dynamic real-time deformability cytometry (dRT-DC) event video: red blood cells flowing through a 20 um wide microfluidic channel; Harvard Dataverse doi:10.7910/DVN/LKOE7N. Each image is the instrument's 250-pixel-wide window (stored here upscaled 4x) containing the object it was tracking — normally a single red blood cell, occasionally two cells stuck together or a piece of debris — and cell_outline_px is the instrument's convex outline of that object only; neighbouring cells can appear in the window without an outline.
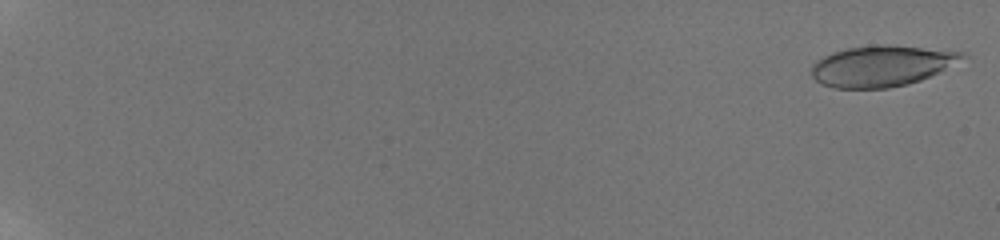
{"species": "human", "species_latin": "Homo sapiens", "temperature_condition": "room temperature", "stored_images_in_passage": 21, "camera_frame_rate_fps": 3000, "um_per_image_px": 0.085, "donor": {"sex": "male"}, "frame": {"image": 1, "passage_image": 1, "time_ms": 0.0, "image_size_px": [1000, 240], "cell_outline_px": [[968, 56], [940, 72], [920, 80], [908, 84], [888, 88], [832, 88], [820, 84], [812, 76], [812, 64], [816, 60], [832, 52], [848, 48], [880, 44], [888, 44], [964, 52]], "centroid_in_image_um": [74.93, 5.6], "position_along_channel_um": 10.1, "area_um2": 36.01}}
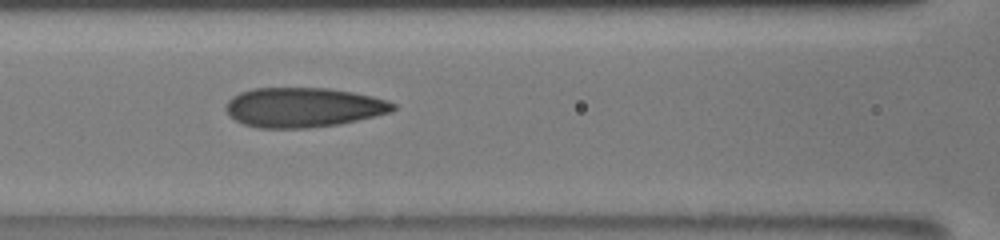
{"frame": {"image": 2, "passage_image": 19, "time_ms": 9.667, "image_size_px": [1000, 240], "cell_outline_px": [[396, 108], [392, 112], [340, 124], [308, 128], [260, 128], [244, 124], [228, 116], [224, 108], [228, 100], [232, 96], [240, 92], [252, 88], [328, 88], [352, 92], [372, 96], [388, 100], [396, 104]], "centroid_in_image_um": [25.77, 9.13], "position_along_channel_um": 140.8, "area_um2": 38.9}}
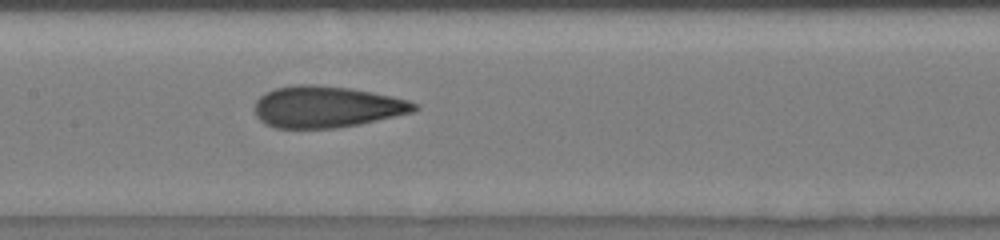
{"frame": {"image": 3, "passage_image": 21, "time_ms": 10.667, "image_size_px": [1000, 240], "cell_outline_px": [[420, 108], [412, 112], [360, 124], [336, 128], [276, 128], [264, 124], [256, 116], [256, 100], [264, 92], [276, 88], [296, 84], [312, 84], [352, 88], [392, 96], [408, 100], [416, 104]], "centroid_in_image_um": [27.75, 9.08], "position_along_channel_um": 179.7, "area_um2": 38.67}}